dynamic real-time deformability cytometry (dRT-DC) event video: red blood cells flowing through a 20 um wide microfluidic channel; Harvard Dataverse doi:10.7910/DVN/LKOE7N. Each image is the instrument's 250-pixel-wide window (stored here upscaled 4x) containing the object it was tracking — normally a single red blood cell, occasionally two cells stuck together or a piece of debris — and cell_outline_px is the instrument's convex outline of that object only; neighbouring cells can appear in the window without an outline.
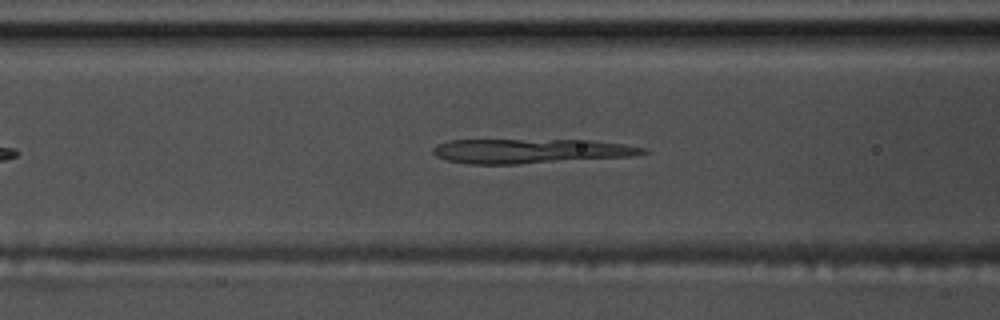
{"species": "common noctule bat (a hibernating species)", "species_latin": "Nyctalus noctula", "temperature_condition": "warm", "stored_images_in_passage": 47, "camera_frame_rate_fps": 3000, "um_per_image_px": 0.085, "animal": {"sex": "male", "body_mass_g": 17.5, "forearm_length_mm": 52.3}, "frame": {"image": 1, "passage_image": 13, "time_ms": 4.0, "image_size_px": [1000, 320], "cell_outline_px": [[648, 152], [636, 156], [516, 164], [468, 164], [448, 160], [436, 156], [432, 152], [432, 148], [436, 144], [448, 140], [592, 140], [624, 144], [648, 148]], "centroid_in_image_um": [45.12, 12.83], "position_along_channel_um": 121.5, "area_um2": 30.17}}
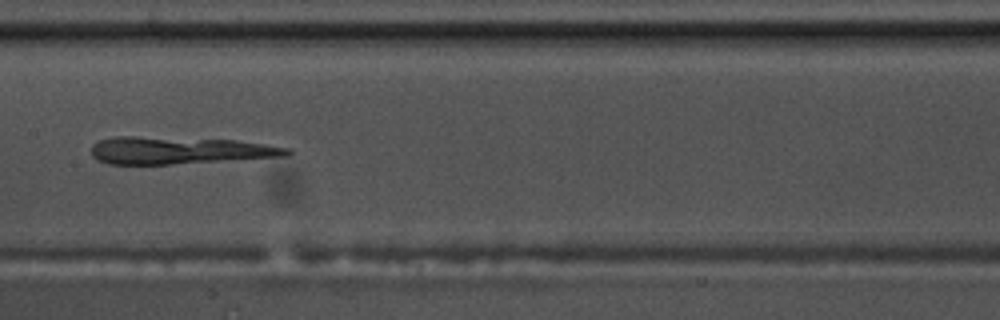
{"frame": {"image": 2, "passage_image": 19, "time_ms": 6.0, "image_size_px": [1000, 320], "cell_outline_px": [[292, 152], [288, 156], [168, 164], [108, 164], [92, 156], [92, 144], [100, 140], [116, 136], [136, 136], [236, 140], [292, 148]], "centroid_in_image_um": [15.25, 12.78], "position_along_channel_um": 192.1, "area_um2": 30.98}}
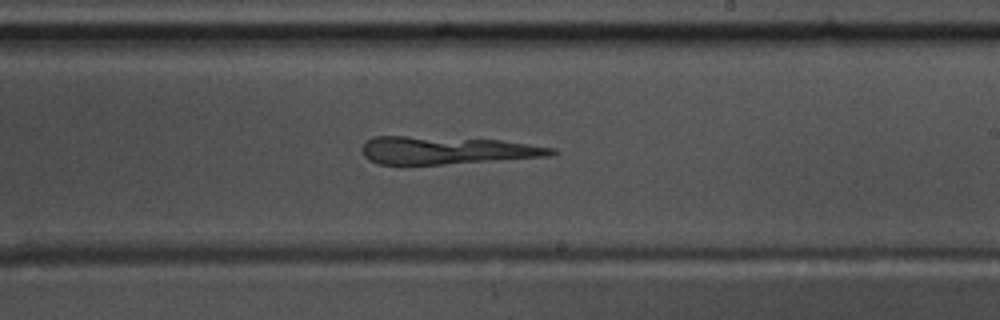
{"frame": {"image": 3, "passage_image": 24, "time_ms": 7.667, "image_size_px": [1000, 320], "cell_outline_px": [[560, 152], [552, 156], [440, 164], [380, 164], [368, 160], [364, 156], [364, 144], [372, 136], [404, 136], [500, 140], [556, 148]], "centroid_in_image_um": [38.01, 12.77], "position_along_channel_um": 251.0, "area_um2": 30.23}}